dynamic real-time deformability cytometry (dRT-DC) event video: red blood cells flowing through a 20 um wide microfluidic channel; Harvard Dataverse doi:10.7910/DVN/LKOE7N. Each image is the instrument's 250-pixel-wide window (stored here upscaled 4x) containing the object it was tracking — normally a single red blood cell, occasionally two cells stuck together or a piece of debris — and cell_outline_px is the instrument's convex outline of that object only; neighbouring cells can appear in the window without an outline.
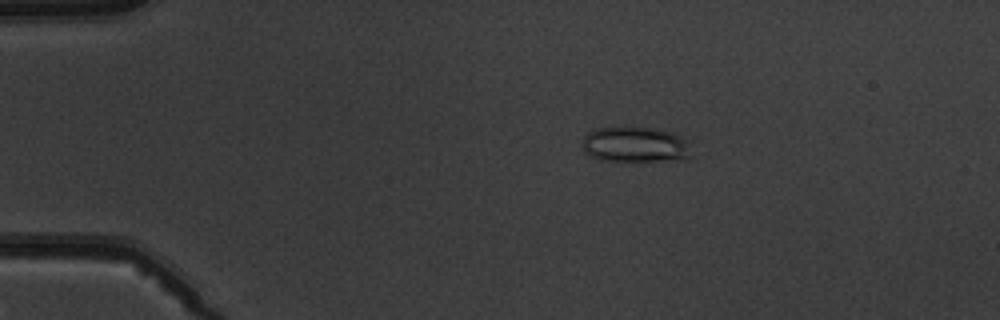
{"species": "common noctule bat (a hibernating species)", "species_latin": "Nyctalus noctula", "temperature_condition": "warm", "stored_images_in_passage": 14, "camera_frame_rate_fps": 3000, "um_per_image_px": 0.085, "animal": {"sex": "male", "body_mass_g": 19.5, "forearm_length_mm": 54.6}, "frame": {"image": 1, "passage_image": 3, "time_ms": 3.333, "image_size_px": [1000, 320], "cell_outline_px": [[688, 156], [656, 160], [600, 160], [588, 156], [584, 152], [584, 136], [588, 132], [596, 128], [656, 128], [672, 132], [688, 140]], "centroid_in_image_um": [53.91, 12.27], "position_along_channel_um": 31.1, "area_um2": 21.79}}
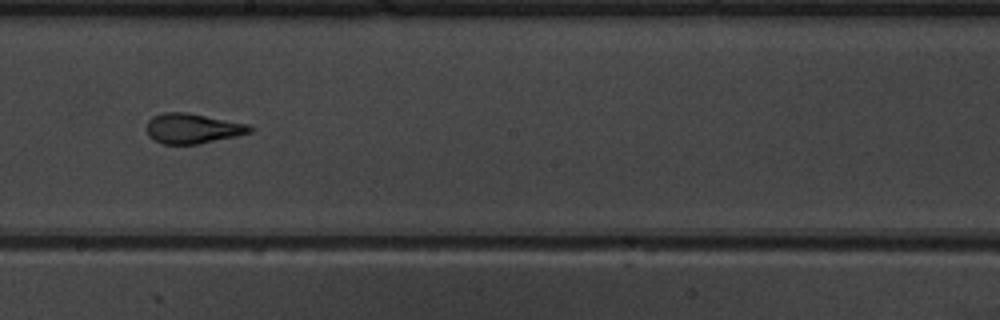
{"frame": {"image": 2, "passage_image": 9, "time_ms": 10.0, "image_size_px": [1000, 320], "cell_outline_px": [[256, 128], [252, 132], [236, 136], [200, 144], [164, 144], [148, 136], [148, 120], [152, 116], [164, 112], [188, 112], [248, 124]], "centroid_in_image_um": [16.41, 10.91], "position_along_channel_um": 231.8, "area_um2": 18.15}}
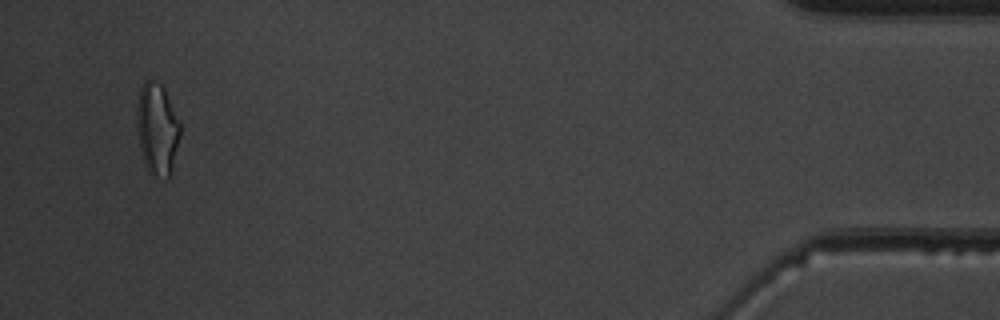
{"frame": {"image": 3, "passage_image": 14, "time_ms": 16.667, "image_size_px": [1000, 320], "cell_outline_px": [[180, 136], [172, 172], [168, 180], [164, 180], [148, 172], [144, 164], [140, 148], [136, 128], [136, 108], [140, 88], [144, 80], [152, 80], [160, 84], [164, 88], [180, 124]], "centroid_in_image_um": [13.34, 11.01], "position_along_channel_um": 421.9, "area_um2": 23.52}, "authors_computed_cell_mechanics": {"area_um2": 19.2185, "velocity_mm_per_s": 3.9473, "shape_relaxation_time_tau1_ms": 11.2479, "shape_relaxation_time_tau2_ms": 0.8067, "deformation_change_tau1": 0.2714, "deformation_change_tau2": 0.0728}}